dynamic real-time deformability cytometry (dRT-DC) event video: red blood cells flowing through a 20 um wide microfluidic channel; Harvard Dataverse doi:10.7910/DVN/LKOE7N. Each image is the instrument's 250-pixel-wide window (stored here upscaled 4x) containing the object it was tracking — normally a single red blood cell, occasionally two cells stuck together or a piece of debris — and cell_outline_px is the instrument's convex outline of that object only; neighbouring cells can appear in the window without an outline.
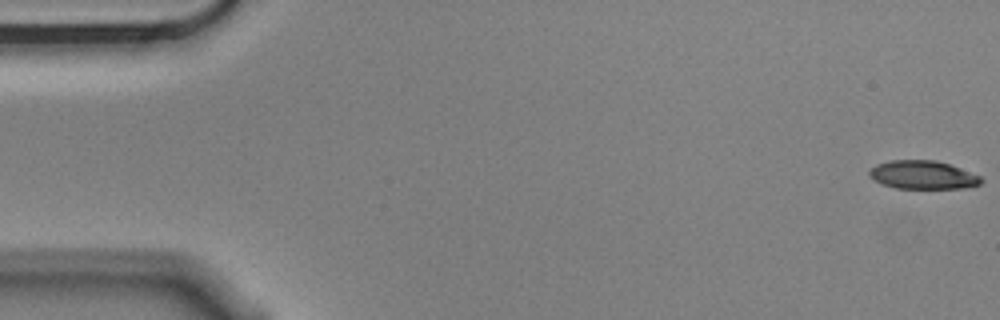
{"species": "Egyptian fruit bat (a non-hibernating species)", "species_latin": "Rousettus aegyptiacus", "temperature_condition": "cold", "stored_images_in_passage": 6, "camera_frame_rate_fps": 3000, "um_per_image_px": 0.085, "animal": {"sex": "male"}, "frame": {"image": 1, "passage_image": 1, "time_ms": 0.0, "image_size_px": [1000, 320], "cell_outline_px": [[984, 180], [980, 184], [964, 188], [896, 188], [880, 184], [868, 172], [876, 164], [892, 160], [936, 160], [948, 164], [980, 176]], "centroid_in_image_um": [78.44, 14.87], "position_along_channel_um": 6.6, "area_um2": 18.26}}
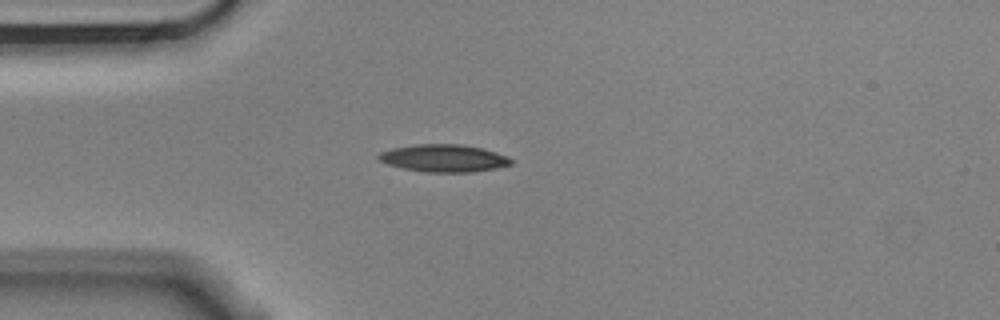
{"frame": {"image": 2, "passage_image": 5, "time_ms": 1.333, "image_size_px": [1000, 320], "cell_outline_px": [[512, 164], [496, 168], [472, 172], [428, 172], [404, 168], [388, 164], [380, 160], [376, 156], [380, 152], [392, 148], [416, 144], [460, 144], [480, 148], [496, 152], [508, 156], [512, 160]], "centroid_in_image_um": [37.73, 13.44], "position_along_channel_um": 47.3, "area_um2": 21.04}}